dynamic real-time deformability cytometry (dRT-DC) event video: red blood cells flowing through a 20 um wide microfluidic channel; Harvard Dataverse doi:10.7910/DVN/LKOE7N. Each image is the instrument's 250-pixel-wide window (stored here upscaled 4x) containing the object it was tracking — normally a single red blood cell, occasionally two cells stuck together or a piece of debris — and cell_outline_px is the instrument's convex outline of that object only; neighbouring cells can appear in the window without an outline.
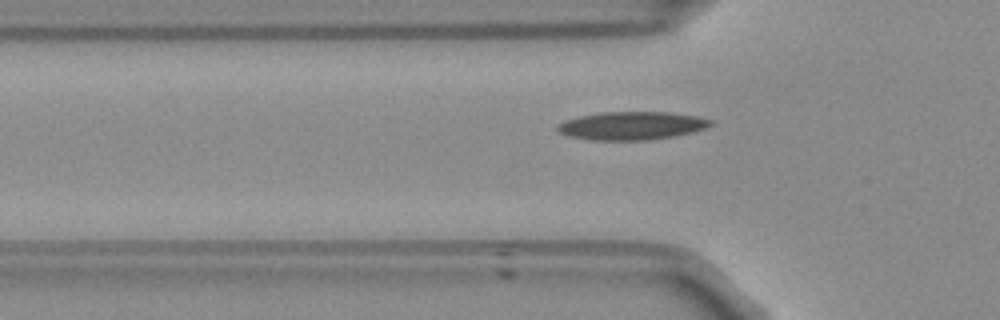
{"species": "Egyptian fruit bat (a non-hibernating species)", "species_latin": "Rousettus aegyptiacus", "temperature_condition": "room temperature", "stored_images_in_passage": 39, "camera_frame_rate_fps": 3000, "um_per_image_px": 0.085, "frame": {"image": 1, "passage_image": 7, "time_ms": 2.0, "image_size_px": [1000, 320], "cell_outline_px": [[716, 124], [692, 132], [672, 136], [648, 140], [592, 140], [568, 136], [560, 132], [556, 128], [556, 124], [564, 120], [580, 116], [600, 112], [672, 112], [700, 116], [716, 120]], "centroid_in_image_um": [53.74, 10.67], "position_along_channel_um": 72.1, "area_um2": 25.43}}
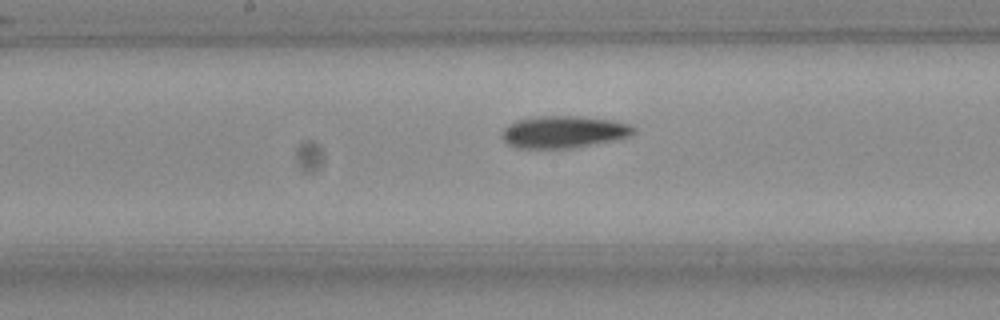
{"frame": {"image": 2, "passage_image": 17, "time_ms": 5.333, "image_size_px": [1000, 320], "cell_outline_px": [[636, 132], [632, 136], [572, 148], [516, 148], [508, 144], [500, 136], [500, 132], [508, 124], [516, 120], [532, 116], [580, 116], [612, 120], [632, 124], [636, 128]], "centroid_in_image_um": [47.9, 11.2], "position_along_channel_um": 200.3, "area_um2": 24.97}}
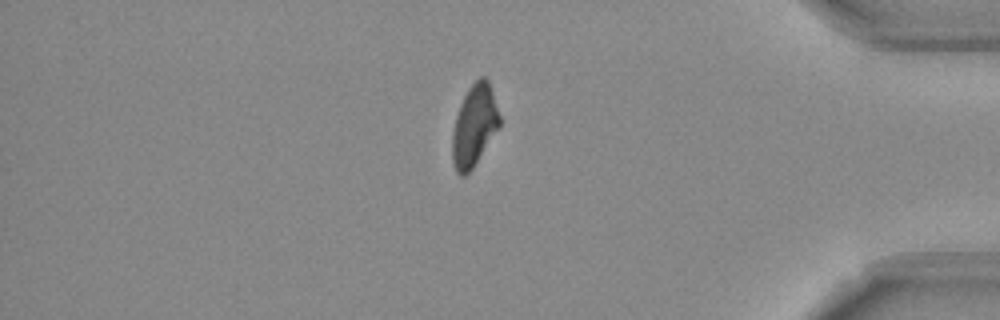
{"frame": {"image": 3, "passage_image": 35, "time_ms": 11.333, "image_size_px": [1000, 320], "cell_outline_px": [[500, 124], [472, 168], [464, 176], [460, 176], [456, 172], [452, 160], [452, 132], [456, 116], [460, 104], [468, 88], [480, 76], [484, 76], [488, 80], [500, 116]], "centroid_in_image_um": [40.28, 10.66], "position_along_channel_um": 394.9, "area_um2": 22.02}, "authors_computed_cell_mechanics": {"area_um2": 23.5246, "velocity_mm_per_s": 3.8139, "shape_relaxation_time_tau1_ms": 8.5009, "shape_relaxation_time_tau2_ms": null, "deformation_change_tau1": 0.2081, "deformation_change_tau2": null}}